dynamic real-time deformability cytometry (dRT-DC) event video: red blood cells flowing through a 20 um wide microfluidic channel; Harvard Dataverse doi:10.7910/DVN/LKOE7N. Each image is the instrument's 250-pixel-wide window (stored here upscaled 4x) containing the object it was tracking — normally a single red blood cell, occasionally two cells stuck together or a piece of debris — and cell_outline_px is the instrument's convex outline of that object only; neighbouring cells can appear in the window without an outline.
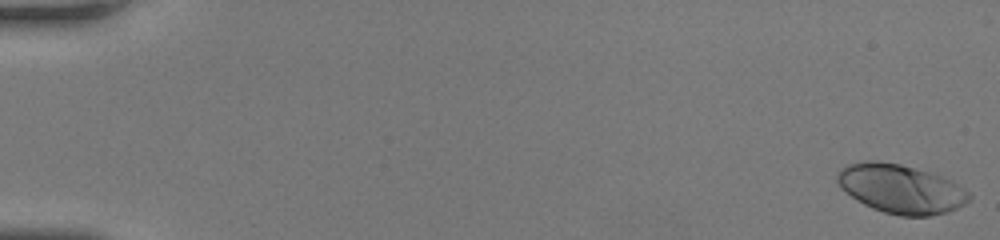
{"species": "human", "species_latin": "Homo sapiens", "temperature_condition": "room temperature", "stored_images_in_passage": 51, "camera_frame_rate_fps": 3000, "um_per_image_px": 0.085, "donor": {"sex": "female"}, "frame": {"image": 1, "passage_image": 1, "time_ms": 0.0, "image_size_px": [1000, 240], "cell_outline_px": [[972, 196], [964, 204], [948, 212], [928, 216], [900, 216], [884, 212], [872, 208], [856, 200], [840, 188], [836, 180], [836, 176], [840, 168], [848, 164], [864, 160], [876, 160], [900, 164], [928, 172], [940, 176], [964, 188]], "centroid_in_image_um": [76.52, 16.05], "position_along_channel_um": 8.5, "area_um2": 37.51}}
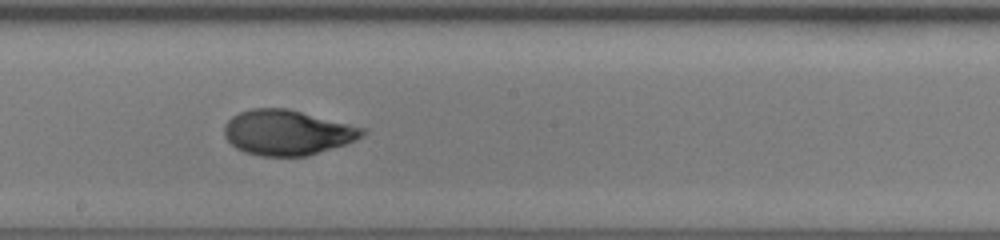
{"frame": {"image": 2, "passage_image": 30, "time_ms": 9.667, "image_size_px": [1000, 240], "cell_outline_px": [[368, 132], [364, 136], [356, 140], [308, 156], [260, 156], [244, 152], [236, 148], [224, 136], [224, 124], [232, 116], [240, 112], [252, 108], [288, 108], [368, 128]], "centroid_in_image_um": [24.45, 11.26], "position_along_channel_um": 223.7, "area_um2": 36.7}}
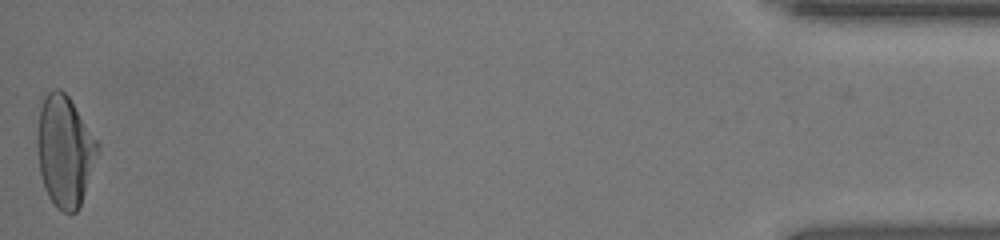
{"frame": {"image": 3, "passage_image": 51, "time_ms": 16.667, "image_size_px": [1000, 240], "cell_outline_px": [[100, 148], [80, 208], [76, 212], [64, 212], [56, 208], [48, 196], [44, 188], [40, 176], [36, 144], [36, 136], [40, 108], [44, 96], [52, 88], [60, 88], [68, 96], [100, 144]], "centroid_in_image_um": [5.49, 12.85], "position_along_channel_um": 429.7, "area_um2": 39.48}, "authors_computed_cell_mechanics": {"area_um2": 36.1828, "velocity_mm_per_s": 4.2046, "shape_relaxation_time_tau1_ms": 5.8051, "shape_relaxation_time_tau2_ms": 0.9892, "deformation_change_tau1": 0.2255, "deformation_change_tau2": 0.0502}}